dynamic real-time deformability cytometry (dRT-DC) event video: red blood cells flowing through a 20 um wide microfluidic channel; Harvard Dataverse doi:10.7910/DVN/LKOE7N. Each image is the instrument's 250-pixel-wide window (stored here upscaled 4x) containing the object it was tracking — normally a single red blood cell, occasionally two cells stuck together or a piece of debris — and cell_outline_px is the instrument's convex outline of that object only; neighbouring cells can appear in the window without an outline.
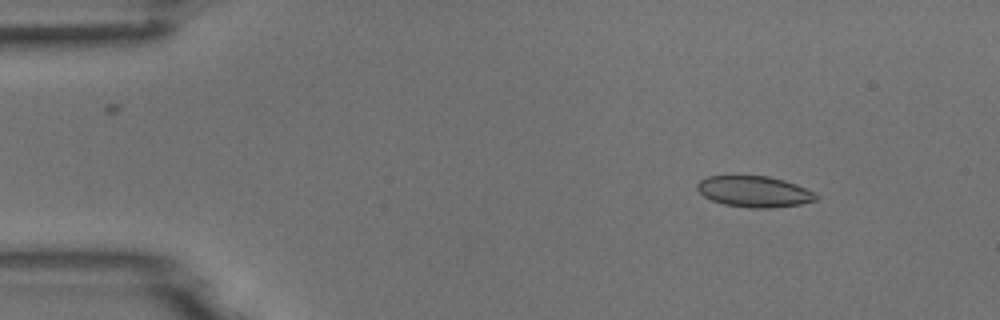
{"species": "common noctule bat (a hibernating species)", "species_latin": "Nyctalus noctula", "temperature_condition": "room temperature", "stored_images_in_passage": 4, "camera_frame_rate_fps": 3000, "um_per_image_px": 0.085, "animal": {"sex": "male", "body_mass_g": 18.8}, "frame": {"image": 1, "passage_image": 2, "time_ms": 1.333, "image_size_px": [1000, 320], "cell_outline_px": [[820, 196], [816, 200], [800, 204], [772, 208], [748, 208], [724, 204], [712, 200], [704, 196], [696, 188], [696, 184], [700, 180], [708, 176], [768, 176], [784, 180], [796, 184]], "centroid_in_image_um": [64.1, 16.29], "position_along_channel_um": 20.9, "area_um2": 21.44}}
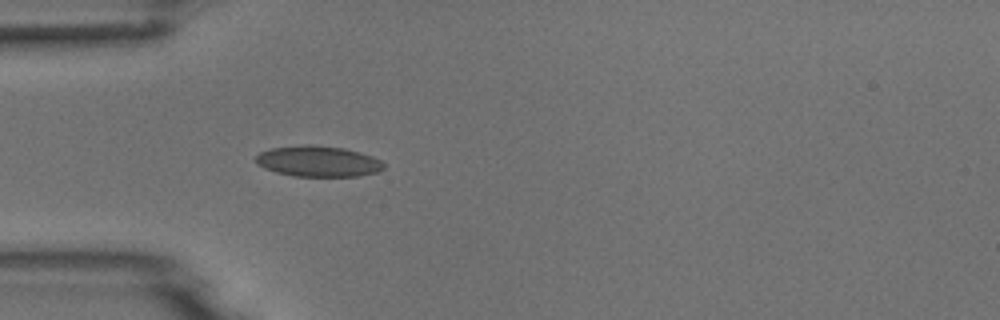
{"frame": {"image": 2, "passage_image": 4, "time_ms": 4.333, "image_size_px": [1000, 320], "cell_outline_px": [[384, 168], [376, 172], [360, 176], [292, 176], [276, 172], [264, 168], [256, 164], [256, 156], [260, 152], [272, 148], [304, 144], [312, 144], [344, 148], [360, 152], [372, 156], [380, 160], [384, 164]], "centroid_in_image_um": [27.03, 13.7], "position_along_channel_um": 58.0, "area_um2": 23.06}}